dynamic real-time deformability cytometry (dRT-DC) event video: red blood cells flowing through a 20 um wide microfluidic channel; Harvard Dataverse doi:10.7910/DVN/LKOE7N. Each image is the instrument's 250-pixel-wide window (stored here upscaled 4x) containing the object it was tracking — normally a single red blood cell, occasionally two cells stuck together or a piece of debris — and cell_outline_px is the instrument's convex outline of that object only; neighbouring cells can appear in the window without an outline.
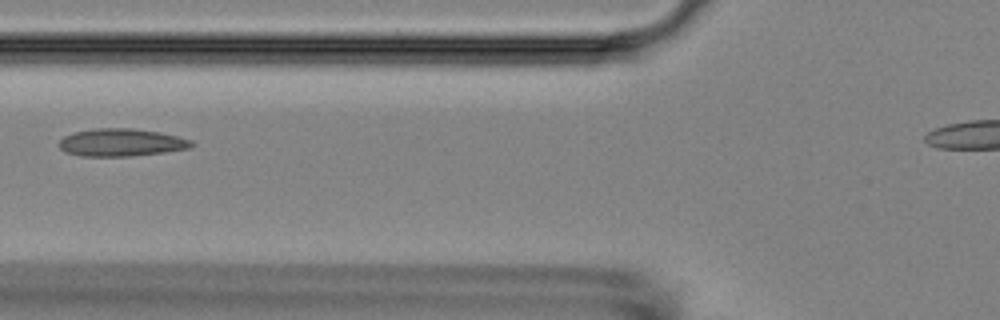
{"species": "Egyptian fruit bat (a non-hibernating species)", "species_latin": "Rousettus aegyptiacus", "temperature_condition": "room temperature", "stored_images_in_passage": 3, "camera_frame_rate_fps": 3000, "um_per_image_px": 0.085, "animal": {"sex": "female"}, "frame": {"image": 1, "passage_image": 3, "time_ms": 2.333, "image_size_px": [1000, 320], "cell_outline_px": [[196, 144], [188, 148], [164, 152], [132, 156], [80, 156], [64, 152], [56, 144], [64, 136], [72, 132], [92, 128], [132, 128], [160, 132], [192, 140]], "centroid_in_image_um": [10.26, 12.11], "position_along_channel_um": 115.5, "area_um2": 21.56}}